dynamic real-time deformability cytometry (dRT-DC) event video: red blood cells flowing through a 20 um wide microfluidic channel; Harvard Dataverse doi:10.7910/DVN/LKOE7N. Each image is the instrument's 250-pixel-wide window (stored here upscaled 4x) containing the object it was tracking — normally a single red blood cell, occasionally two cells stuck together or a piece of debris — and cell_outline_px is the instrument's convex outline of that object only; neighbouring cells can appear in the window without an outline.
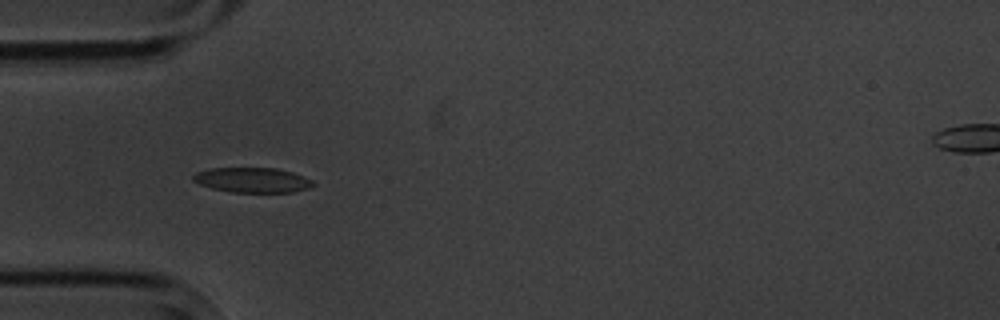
{"species": "common noctule bat (a hibernating species)", "species_latin": "Nyctalus noctula", "temperature_condition": "cold", "stored_images_in_passage": 5, "camera_frame_rate_fps": 3000, "um_per_image_px": 0.085, "animal": {"sex": "male", "body_mass_g": 20.1, "forearm_length_mm": 53.5}, "frame": {"image": 1, "passage_image": 5, "time_ms": 4.667, "image_size_px": [1000, 320], "cell_outline_px": [[316, 184], [308, 188], [292, 192], [232, 192], [212, 188], [200, 184], [192, 180], [192, 176], [196, 172], [212, 168], [276, 168], [292, 172], [312, 180]], "centroid_in_image_um": [21.45, 15.3], "position_along_channel_um": 63.6, "area_um2": 17.34}}